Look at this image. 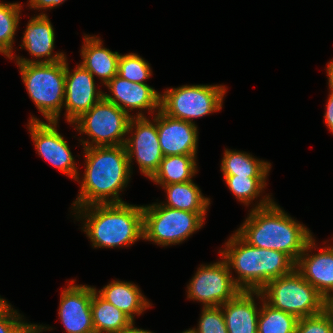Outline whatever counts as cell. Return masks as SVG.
<instances>
[{
  "instance_id": "1",
  "label": "cell",
  "mask_w": 333,
  "mask_h": 333,
  "mask_svg": "<svg viewBox=\"0 0 333 333\" xmlns=\"http://www.w3.org/2000/svg\"><path fill=\"white\" fill-rule=\"evenodd\" d=\"M269 196L252 208L235 232L249 245L283 252L296 263L313 238L311 231L287 215Z\"/></svg>"
},
{
  "instance_id": "2",
  "label": "cell",
  "mask_w": 333,
  "mask_h": 333,
  "mask_svg": "<svg viewBox=\"0 0 333 333\" xmlns=\"http://www.w3.org/2000/svg\"><path fill=\"white\" fill-rule=\"evenodd\" d=\"M83 148L86 169L73 210L92 204L124 203L119 192L132 173L125 145Z\"/></svg>"
},
{
  "instance_id": "3",
  "label": "cell",
  "mask_w": 333,
  "mask_h": 333,
  "mask_svg": "<svg viewBox=\"0 0 333 333\" xmlns=\"http://www.w3.org/2000/svg\"><path fill=\"white\" fill-rule=\"evenodd\" d=\"M76 218L94 248L120 247L143 239V207L124 203L92 204L75 208ZM82 215V216H81Z\"/></svg>"
},
{
  "instance_id": "4",
  "label": "cell",
  "mask_w": 333,
  "mask_h": 333,
  "mask_svg": "<svg viewBox=\"0 0 333 333\" xmlns=\"http://www.w3.org/2000/svg\"><path fill=\"white\" fill-rule=\"evenodd\" d=\"M219 251L230 270L238 273L234 282L244 291H260L272 279L292 272L296 265L287 254L251 246L236 232Z\"/></svg>"
},
{
  "instance_id": "5",
  "label": "cell",
  "mask_w": 333,
  "mask_h": 333,
  "mask_svg": "<svg viewBox=\"0 0 333 333\" xmlns=\"http://www.w3.org/2000/svg\"><path fill=\"white\" fill-rule=\"evenodd\" d=\"M29 97L47 121L59 120L65 98V59L54 63H17Z\"/></svg>"
},
{
  "instance_id": "6",
  "label": "cell",
  "mask_w": 333,
  "mask_h": 333,
  "mask_svg": "<svg viewBox=\"0 0 333 333\" xmlns=\"http://www.w3.org/2000/svg\"><path fill=\"white\" fill-rule=\"evenodd\" d=\"M263 300L273 308L296 316H313L326 309L327 300L294 269L272 279L261 290Z\"/></svg>"
},
{
  "instance_id": "7",
  "label": "cell",
  "mask_w": 333,
  "mask_h": 333,
  "mask_svg": "<svg viewBox=\"0 0 333 333\" xmlns=\"http://www.w3.org/2000/svg\"><path fill=\"white\" fill-rule=\"evenodd\" d=\"M143 207V239L159 246L179 244L203 226L206 213L174 209L156 203Z\"/></svg>"
},
{
  "instance_id": "8",
  "label": "cell",
  "mask_w": 333,
  "mask_h": 333,
  "mask_svg": "<svg viewBox=\"0 0 333 333\" xmlns=\"http://www.w3.org/2000/svg\"><path fill=\"white\" fill-rule=\"evenodd\" d=\"M131 118L117 105L102 98L72 124L80 135L84 133L92 140L91 143L80 140L83 147L118 146L125 145L127 137L124 136L128 134Z\"/></svg>"
},
{
  "instance_id": "9",
  "label": "cell",
  "mask_w": 333,
  "mask_h": 333,
  "mask_svg": "<svg viewBox=\"0 0 333 333\" xmlns=\"http://www.w3.org/2000/svg\"><path fill=\"white\" fill-rule=\"evenodd\" d=\"M226 88L223 85H183L164 91L160 110L166 115L193 122L222 108Z\"/></svg>"
},
{
  "instance_id": "10",
  "label": "cell",
  "mask_w": 333,
  "mask_h": 333,
  "mask_svg": "<svg viewBox=\"0 0 333 333\" xmlns=\"http://www.w3.org/2000/svg\"><path fill=\"white\" fill-rule=\"evenodd\" d=\"M201 265L187 286V298L202 302L204 307L221 306L234 298L241 289L235 284L224 258Z\"/></svg>"
},
{
  "instance_id": "11",
  "label": "cell",
  "mask_w": 333,
  "mask_h": 333,
  "mask_svg": "<svg viewBox=\"0 0 333 333\" xmlns=\"http://www.w3.org/2000/svg\"><path fill=\"white\" fill-rule=\"evenodd\" d=\"M152 121L147 119L142 111L136 116L132 115L128 133L131 132L133 136L127 138L125 142L130 169L132 159L135 157L141 173L149 179L157 171L164 157L158 139L156 115ZM134 129L136 130L132 132Z\"/></svg>"
},
{
  "instance_id": "12",
  "label": "cell",
  "mask_w": 333,
  "mask_h": 333,
  "mask_svg": "<svg viewBox=\"0 0 333 333\" xmlns=\"http://www.w3.org/2000/svg\"><path fill=\"white\" fill-rule=\"evenodd\" d=\"M48 122V123H47ZM31 138L34 141L38 155L45 158L51 165L58 168L77 182L79 174L74 157L68 143L58 132L57 121H46L31 117L28 123Z\"/></svg>"
},
{
  "instance_id": "13",
  "label": "cell",
  "mask_w": 333,
  "mask_h": 333,
  "mask_svg": "<svg viewBox=\"0 0 333 333\" xmlns=\"http://www.w3.org/2000/svg\"><path fill=\"white\" fill-rule=\"evenodd\" d=\"M70 73L65 59V98L66 120L73 123L84 112L89 111L103 98V92L96 90L94 76L81 64Z\"/></svg>"
},
{
  "instance_id": "14",
  "label": "cell",
  "mask_w": 333,
  "mask_h": 333,
  "mask_svg": "<svg viewBox=\"0 0 333 333\" xmlns=\"http://www.w3.org/2000/svg\"><path fill=\"white\" fill-rule=\"evenodd\" d=\"M74 281L61 293L58 315L67 333H95L91 313L93 287L72 284Z\"/></svg>"
},
{
  "instance_id": "15",
  "label": "cell",
  "mask_w": 333,
  "mask_h": 333,
  "mask_svg": "<svg viewBox=\"0 0 333 333\" xmlns=\"http://www.w3.org/2000/svg\"><path fill=\"white\" fill-rule=\"evenodd\" d=\"M158 139L164 156L196 155L198 129L195 123L172 118L160 109L156 114Z\"/></svg>"
},
{
  "instance_id": "16",
  "label": "cell",
  "mask_w": 333,
  "mask_h": 333,
  "mask_svg": "<svg viewBox=\"0 0 333 333\" xmlns=\"http://www.w3.org/2000/svg\"><path fill=\"white\" fill-rule=\"evenodd\" d=\"M106 86L112 96L103 93V98L114 103L130 116L129 110L133 109L151 110L150 113L160 109L161 94L146 83H134L116 75Z\"/></svg>"
},
{
  "instance_id": "17",
  "label": "cell",
  "mask_w": 333,
  "mask_h": 333,
  "mask_svg": "<svg viewBox=\"0 0 333 333\" xmlns=\"http://www.w3.org/2000/svg\"><path fill=\"white\" fill-rule=\"evenodd\" d=\"M23 34L21 48L24 47L31 56L37 57V60L16 56V63H54L66 59L65 54L62 52L52 55L55 33L46 14L41 13L32 17L27 23ZM43 57L46 59L42 60L41 58Z\"/></svg>"
},
{
  "instance_id": "18",
  "label": "cell",
  "mask_w": 333,
  "mask_h": 333,
  "mask_svg": "<svg viewBox=\"0 0 333 333\" xmlns=\"http://www.w3.org/2000/svg\"><path fill=\"white\" fill-rule=\"evenodd\" d=\"M315 246L312 238L296 261L295 269L327 300L333 296V246L320 248L314 255L308 254Z\"/></svg>"
},
{
  "instance_id": "19",
  "label": "cell",
  "mask_w": 333,
  "mask_h": 333,
  "mask_svg": "<svg viewBox=\"0 0 333 333\" xmlns=\"http://www.w3.org/2000/svg\"><path fill=\"white\" fill-rule=\"evenodd\" d=\"M255 291L241 290L234 298L221 305L228 333H257L259 311Z\"/></svg>"
},
{
  "instance_id": "20",
  "label": "cell",
  "mask_w": 333,
  "mask_h": 333,
  "mask_svg": "<svg viewBox=\"0 0 333 333\" xmlns=\"http://www.w3.org/2000/svg\"><path fill=\"white\" fill-rule=\"evenodd\" d=\"M102 43L97 36L85 35L81 49L83 61L80 64L93 76H98L106 85L117 75L120 54L105 48Z\"/></svg>"
},
{
  "instance_id": "21",
  "label": "cell",
  "mask_w": 333,
  "mask_h": 333,
  "mask_svg": "<svg viewBox=\"0 0 333 333\" xmlns=\"http://www.w3.org/2000/svg\"><path fill=\"white\" fill-rule=\"evenodd\" d=\"M96 292L107 302L127 314L133 321L136 314H142L151 306L139 287L131 282L113 280Z\"/></svg>"
},
{
  "instance_id": "22",
  "label": "cell",
  "mask_w": 333,
  "mask_h": 333,
  "mask_svg": "<svg viewBox=\"0 0 333 333\" xmlns=\"http://www.w3.org/2000/svg\"><path fill=\"white\" fill-rule=\"evenodd\" d=\"M167 193V203H161L174 209L195 213H206L210 198L202 195L199 187L191 180L162 186Z\"/></svg>"
},
{
  "instance_id": "23",
  "label": "cell",
  "mask_w": 333,
  "mask_h": 333,
  "mask_svg": "<svg viewBox=\"0 0 333 333\" xmlns=\"http://www.w3.org/2000/svg\"><path fill=\"white\" fill-rule=\"evenodd\" d=\"M91 313L95 333H118L133 321L123 311L103 299L95 287H93Z\"/></svg>"
},
{
  "instance_id": "24",
  "label": "cell",
  "mask_w": 333,
  "mask_h": 333,
  "mask_svg": "<svg viewBox=\"0 0 333 333\" xmlns=\"http://www.w3.org/2000/svg\"><path fill=\"white\" fill-rule=\"evenodd\" d=\"M196 166V155L164 156L150 180L161 186L191 181L197 173Z\"/></svg>"
},
{
  "instance_id": "25",
  "label": "cell",
  "mask_w": 333,
  "mask_h": 333,
  "mask_svg": "<svg viewBox=\"0 0 333 333\" xmlns=\"http://www.w3.org/2000/svg\"><path fill=\"white\" fill-rule=\"evenodd\" d=\"M223 175L267 177L271 164L240 151L225 149L221 162Z\"/></svg>"
},
{
  "instance_id": "26",
  "label": "cell",
  "mask_w": 333,
  "mask_h": 333,
  "mask_svg": "<svg viewBox=\"0 0 333 333\" xmlns=\"http://www.w3.org/2000/svg\"><path fill=\"white\" fill-rule=\"evenodd\" d=\"M256 298L263 302L259 309L257 333H295L298 318L290 313L273 308L267 304L260 291H255ZM258 296V297H257Z\"/></svg>"
},
{
  "instance_id": "27",
  "label": "cell",
  "mask_w": 333,
  "mask_h": 333,
  "mask_svg": "<svg viewBox=\"0 0 333 333\" xmlns=\"http://www.w3.org/2000/svg\"><path fill=\"white\" fill-rule=\"evenodd\" d=\"M20 3L0 2V53L9 59L14 58L12 54L14 35L18 29L20 19Z\"/></svg>"
},
{
  "instance_id": "28",
  "label": "cell",
  "mask_w": 333,
  "mask_h": 333,
  "mask_svg": "<svg viewBox=\"0 0 333 333\" xmlns=\"http://www.w3.org/2000/svg\"><path fill=\"white\" fill-rule=\"evenodd\" d=\"M229 190L246 206L260 196L266 187L267 177H247L238 175H224Z\"/></svg>"
},
{
  "instance_id": "29",
  "label": "cell",
  "mask_w": 333,
  "mask_h": 333,
  "mask_svg": "<svg viewBox=\"0 0 333 333\" xmlns=\"http://www.w3.org/2000/svg\"><path fill=\"white\" fill-rule=\"evenodd\" d=\"M117 75L134 83H145L152 75V70L142 57L129 53L119 56Z\"/></svg>"
},
{
  "instance_id": "30",
  "label": "cell",
  "mask_w": 333,
  "mask_h": 333,
  "mask_svg": "<svg viewBox=\"0 0 333 333\" xmlns=\"http://www.w3.org/2000/svg\"><path fill=\"white\" fill-rule=\"evenodd\" d=\"M202 309L198 328L186 330L188 333H228L221 306Z\"/></svg>"
},
{
  "instance_id": "31",
  "label": "cell",
  "mask_w": 333,
  "mask_h": 333,
  "mask_svg": "<svg viewBox=\"0 0 333 333\" xmlns=\"http://www.w3.org/2000/svg\"><path fill=\"white\" fill-rule=\"evenodd\" d=\"M295 333H333V317L325 309L316 315L300 318Z\"/></svg>"
},
{
  "instance_id": "32",
  "label": "cell",
  "mask_w": 333,
  "mask_h": 333,
  "mask_svg": "<svg viewBox=\"0 0 333 333\" xmlns=\"http://www.w3.org/2000/svg\"><path fill=\"white\" fill-rule=\"evenodd\" d=\"M21 317L22 315L7 303L0 310V333H18L27 324Z\"/></svg>"
},
{
  "instance_id": "33",
  "label": "cell",
  "mask_w": 333,
  "mask_h": 333,
  "mask_svg": "<svg viewBox=\"0 0 333 333\" xmlns=\"http://www.w3.org/2000/svg\"><path fill=\"white\" fill-rule=\"evenodd\" d=\"M66 0H29L30 8L34 9H52L53 7H57L58 5L62 4Z\"/></svg>"
},
{
  "instance_id": "34",
  "label": "cell",
  "mask_w": 333,
  "mask_h": 333,
  "mask_svg": "<svg viewBox=\"0 0 333 333\" xmlns=\"http://www.w3.org/2000/svg\"><path fill=\"white\" fill-rule=\"evenodd\" d=\"M330 89V94L328 97V101L326 104V112L324 115L325 118V123L327 125V127L329 128V130L331 131V133H333V89L329 86Z\"/></svg>"
},
{
  "instance_id": "35",
  "label": "cell",
  "mask_w": 333,
  "mask_h": 333,
  "mask_svg": "<svg viewBox=\"0 0 333 333\" xmlns=\"http://www.w3.org/2000/svg\"><path fill=\"white\" fill-rule=\"evenodd\" d=\"M45 328L47 327L42 325L27 323L18 333H40L45 331L44 330Z\"/></svg>"
},
{
  "instance_id": "36",
  "label": "cell",
  "mask_w": 333,
  "mask_h": 333,
  "mask_svg": "<svg viewBox=\"0 0 333 333\" xmlns=\"http://www.w3.org/2000/svg\"><path fill=\"white\" fill-rule=\"evenodd\" d=\"M118 333H153V332L134 327V321H132L126 328L122 329Z\"/></svg>"
},
{
  "instance_id": "37",
  "label": "cell",
  "mask_w": 333,
  "mask_h": 333,
  "mask_svg": "<svg viewBox=\"0 0 333 333\" xmlns=\"http://www.w3.org/2000/svg\"><path fill=\"white\" fill-rule=\"evenodd\" d=\"M327 76H328V81H329V86L333 89V60L328 63L327 66Z\"/></svg>"
},
{
  "instance_id": "38",
  "label": "cell",
  "mask_w": 333,
  "mask_h": 333,
  "mask_svg": "<svg viewBox=\"0 0 333 333\" xmlns=\"http://www.w3.org/2000/svg\"><path fill=\"white\" fill-rule=\"evenodd\" d=\"M326 309L330 312V314L333 317V296L327 299Z\"/></svg>"
},
{
  "instance_id": "39",
  "label": "cell",
  "mask_w": 333,
  "mask_h": 333,
  "mask_svg": "<svg viewBox=\"0 0 333 333\" xmlns=\"http://www.w3.org/2000/svg\"><path fill=\"white\" fill-rule=\"evenodd\" d=\"M8 302L5 301L3 298L0 297V310L7 304Z\"/></svg>"
}]
</instances>
